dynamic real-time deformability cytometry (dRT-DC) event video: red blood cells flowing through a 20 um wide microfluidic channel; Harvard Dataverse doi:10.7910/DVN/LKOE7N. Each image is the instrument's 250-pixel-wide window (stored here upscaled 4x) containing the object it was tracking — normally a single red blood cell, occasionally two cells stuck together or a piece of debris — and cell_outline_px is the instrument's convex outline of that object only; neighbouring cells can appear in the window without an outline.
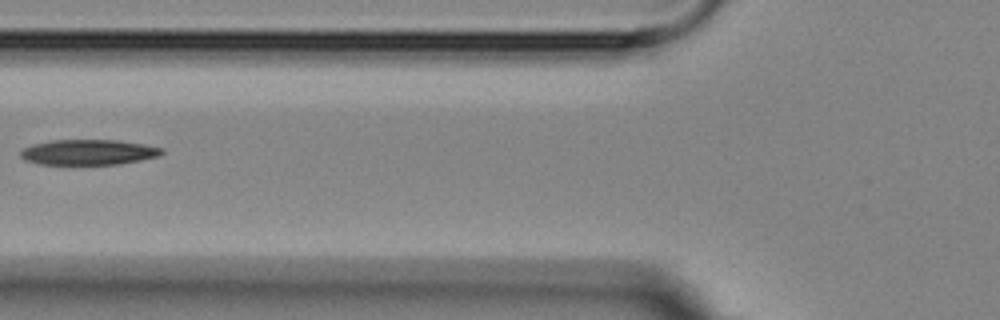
{"species": "Egyptian fruit bat (a non-hibernating species)", "species_latin": "Rousettus aegyptiacus", "temperature_condition": "room temperature", "stored_images_in_passage": 3, "camera_frame_rate_fps": 3000, "um_per_image_px": 0.085, "animal": {"sex": "female"}, "frame": {"image": 1, "passage_image": 3, "time_ms": 2.333, "image_size_px": [1000, 320], "cell_outline_px": [[164, 152], [160, 156], [140, 160], [116, 164], [40, 164], [24, 160], [20, 156], [20, 152], [24, 148], [32, 144], [48, 140], [116, 140], [144, 144], [164, 148]], "centroid_in_image_um": [7.51, 12.93], "position_along_channel_um": 118.3, "area_um2": 20.92}}